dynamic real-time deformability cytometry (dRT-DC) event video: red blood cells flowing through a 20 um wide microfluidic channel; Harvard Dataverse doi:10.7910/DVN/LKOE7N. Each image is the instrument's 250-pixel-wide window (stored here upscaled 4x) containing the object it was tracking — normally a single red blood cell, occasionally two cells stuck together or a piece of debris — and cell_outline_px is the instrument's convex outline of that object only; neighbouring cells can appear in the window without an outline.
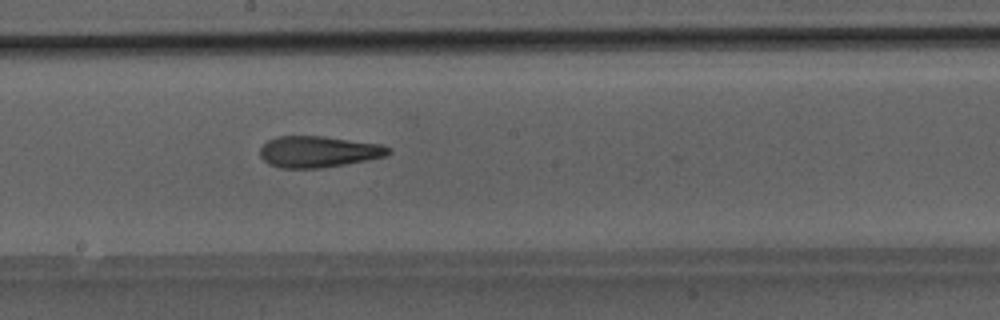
{"species": "Egyptian fruit bat (a non-hibernating species)", "species_latin": "Rousettus aegyptiacus", "temperature_condition": "room temperature", "stored_images_in_passage": 27, "camera_frame_rate_fps": 3000, "um_per_image_px": 0.085, "animal": {"sex": "male"}, "frame": {"image": 1, "passage_image": 19, "time_ms": 6.0, "image_size_px": [1000, 320], "cell_outline_px": [[392, 152], [388, 156], [368, 160], [320, 168], [280, 168], [268, 164], [260, 156], [260, 148], [268, 140], [276, 136], [320, 136], [380, 144], [392, 148]], "centroid_in_image_um": [27.07, 12.9], "position_along_channel_um": 221.1, "area_um2": 23.47}}